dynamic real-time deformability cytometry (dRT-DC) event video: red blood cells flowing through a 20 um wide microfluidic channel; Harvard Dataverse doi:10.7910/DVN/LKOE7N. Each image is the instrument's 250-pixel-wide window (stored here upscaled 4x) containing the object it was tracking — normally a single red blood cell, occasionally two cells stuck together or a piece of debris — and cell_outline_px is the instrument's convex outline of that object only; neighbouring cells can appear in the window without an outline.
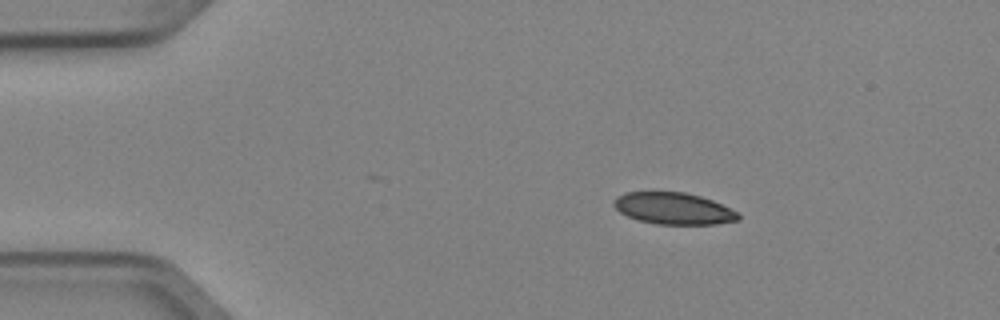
{"species": "Egyptian fruit bat (a non-hibernating species)", "species_latin": "Rousettus aegyptiacus", "temperature_condition": "cold", "stored_images_in_passage": 4, "camera_frame_rate_fps": 3000, "um_per_image_px": 0.085, "animal": {"sex": "female"}, "frame": {"image": 1, "passage_image": 1, "time_ms": 0.0, "image_size_px": [1000, 320], "cell_outline_px": [[740, 220], [716, 224], [656, 224], [640, 220], [628, 216], [620, 212], [612, 204], [612, 200], [616, 196], [624, 192], [684, 192], [700, 196], [712, 200], [740, 212]], "centroid_in_image_um": [57.26, 17.72], "position_along_channel_um": 27.7, "area_um2": 23.12}}
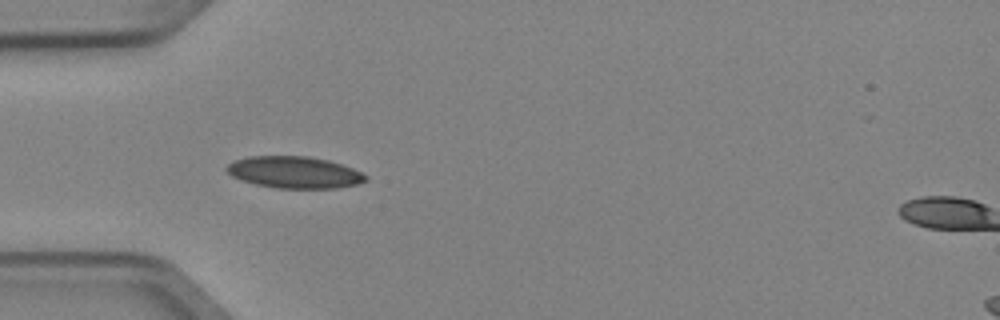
{"frame": {"image": 2, "passage_image": 3, "time_ms": 0.667, "image_size_px": [1000, 320], "cell_outline_px": [[368, 180], [356, 184], [336, 188], [276, 188], [256, 184], [232, 176], [224, 168], [232, 160], [248, 156], [308, 156], [328, 160], [352, 168], [368, 176]], "centroid_in_image_um": [25.0, 14.64], "position_along_channel_um": 60.0, "area_um2": 25.66}}
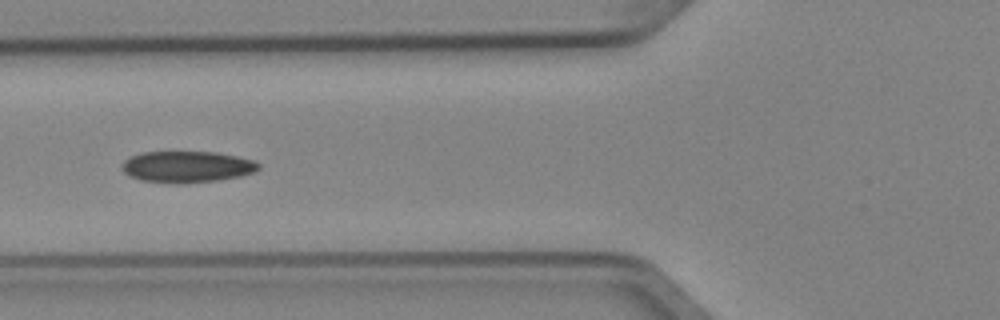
{"frame": {"image": 3, "passage_image": 4, "time_ms": 1.0, "image_size_px": [1000, 320], "cell_outline_px": [[260, 168], [256, 172], [240, 176], [220, 180], [184, 184], [140, 180], [124, 172], [120, 168], [120, 164], [124, 160], [132, 156], [144, 152], [216, 152], [256, 160], [260, 164]], "centroid_in_image_um": [15.93, 14.18], "position_along_channel_um": 109.9, "area_um2": 25.2}}